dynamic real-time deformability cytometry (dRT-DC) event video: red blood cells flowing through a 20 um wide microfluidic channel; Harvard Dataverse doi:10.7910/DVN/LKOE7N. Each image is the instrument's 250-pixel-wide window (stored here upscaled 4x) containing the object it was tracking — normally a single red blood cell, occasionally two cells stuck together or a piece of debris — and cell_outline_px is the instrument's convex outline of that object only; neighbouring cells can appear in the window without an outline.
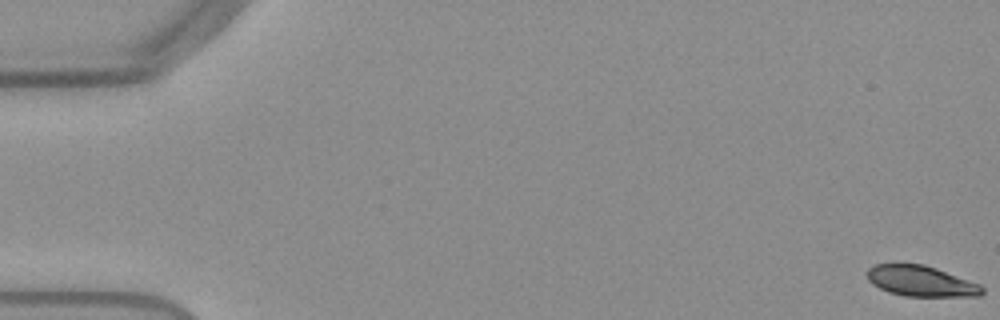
{"species": "Egyptian fruit bat (a non-hibernating species)", "species_latin": "Rousettus aegyptiacus", "temperature_condition": "warm", "stored_images_in_passage": 54, "camera_frame_rate_fps": 3000, "um_per_image_px": 0.085, "frame": {"image": 1, "passage_image": 1, "time_ms": 0.0, "image_size_px": [1000, 320], "cell_outline_px": [[984, 292], [980, 296], [904, 296], [888, 292], [872, 284], [868, 280], [864, 272], [872, 264], [924, 264], [936, 268], [980, 284], [984, 288]], "centroid_in_image_um": [78.24, 23.89], "position_along_channel_um": 6.8, "area_um2": 20.69}}
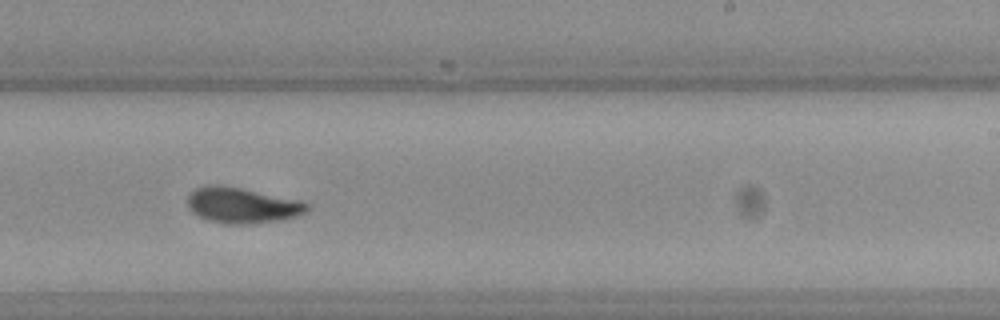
{"frame": {"image": 2, "passage_image": 34, "time_ms": 11.0, "image_size_px": [1000, 320], "cell_outline_px": [[312, 208], [308, 212], [296, 216], [280, 220], [244, 224], [224, 224], [208, 220], [192, 212], [188, 208], [188, 192], [204, 184], [220, 184], [300, 200], [308, 204]], "centroid_in_image_um": [20.56, 17.44], "position_along_channel_um": 268.4, "area_um2": 25.03}}
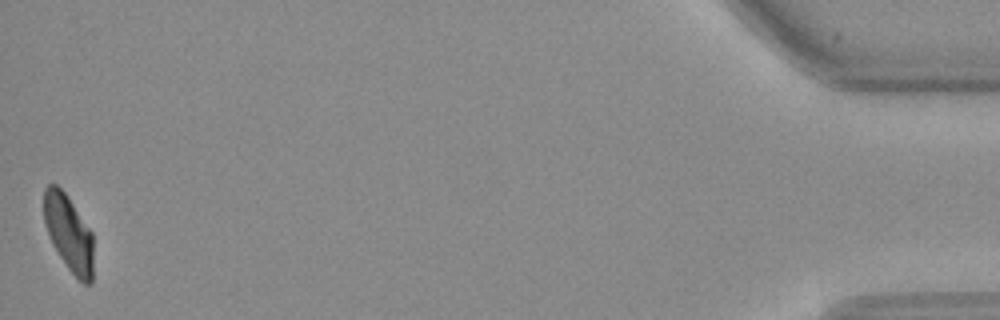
{"frame": {"image": 3, "passage_image": 54, "time_ms": 17.667, "image_size_px": [1000, 320], "cell_outline_px": [[92, 284], [84, 284], [68, 268], [52, 244], [44, 220], [44, 188], [48, 184], [56, 184], [68, 196], [92, 232]], "centroid_in_image_um": [5.84, 19.79], "position_along_channel_um": 429.4, "area_um2": 21.73}, "authors_computed_cell_mechanics": {"area_um2": 23.5535, "velocity_mm_per_s": 3.8243, "shape_relaxation_time_tau1_ms": 7.0264, "shape_relaxation_time_tau2_ms": 2.7401, "deformation_change_tau1": 0.2124, "deformation_change_tau2": 0.0575}}